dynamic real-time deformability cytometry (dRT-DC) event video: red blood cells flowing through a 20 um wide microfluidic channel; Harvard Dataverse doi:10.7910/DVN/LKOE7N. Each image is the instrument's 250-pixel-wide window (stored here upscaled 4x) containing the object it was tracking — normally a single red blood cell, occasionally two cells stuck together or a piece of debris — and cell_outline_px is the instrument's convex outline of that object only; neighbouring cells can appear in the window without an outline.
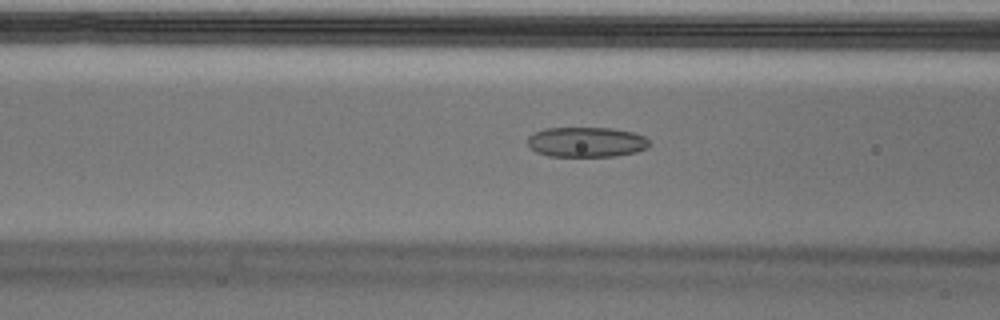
{"species": "Egyptian fruit bat (a non-hibernating species)", "species_latin": "Rousettus aegyptiacus", "temperature_condition": "cold", "stored_images_in_passage": 54, "camera_frame_rate_fps": 3000, "um_per_image_px": 0.085, "animal": {"sex": "male"}, "frame": {"image": 1, "passage_image": 21, "time_ms": 6.667, "image_size_px": [1000, 320], "cell_outline_px": [[652, 144], [648, 148], [636, 152], [616, 156], [548, 156], [536, 152], [528, 144], [528, 136], [544, 128], [612, 128], [632, 132], [644, 136]], "centroid_in_image_um": [49.87, 12.08], "position_along_channel_um": 116.7, "area_um2": 21.39}}
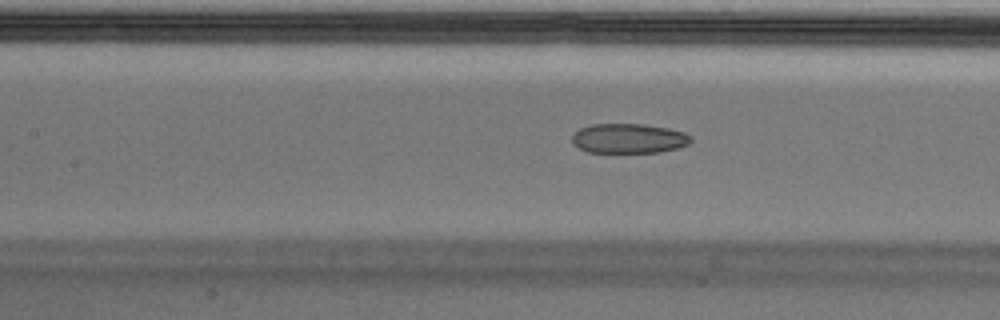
{"frame": {"image": 2, "passage_image": 24, "time_ms": 7.667, "image_size_px": [1000, 320], "cell_outline_px": [[692, 140], [688, 144], [676, 148], [660, 152], [588, 152], [572, 144], [572, 136], [580, 128], [592, 124], [644, 124], [668, 128], [684, 132], [692, 136]], "centroid_in_image_um": [53.45, 11.76], "position_along_channel_um": 154.0, "area_um2": 20.52}}
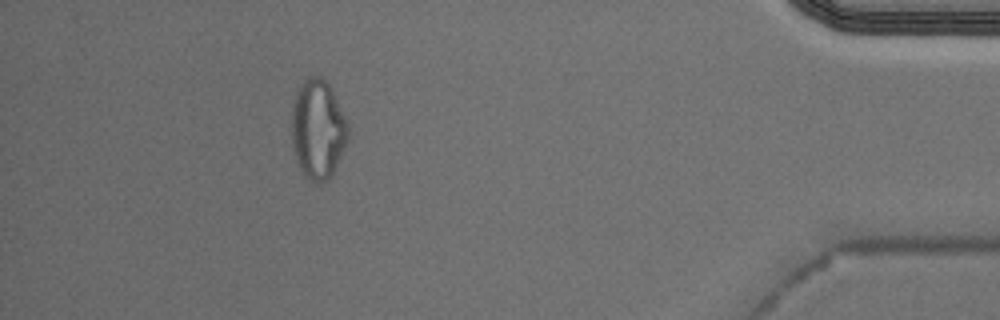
{"frame": {"image": 3, "passage_image": 49, "time_ms": 16.0, "image_size_px": [1000, 320], "cell_outline_px": [[348, 140], [328, 180], [320, 184], [312, 180], [300, 168], [296, 160], [292, 144], [292, 104], [296, 92], [300, 84], [308, 76], [320, 76], [332, 88], [348, 124]], "centroid_in_image_um": [27.01, 10.95], "position_along_channel_um": 408.2, "area_um2": 32.43}, "authors_computed_cell_mechanics": {"area_um2": 22.7732, "velocity_mm_per_s": 3.6851, "shape_relaxation_time_tau1_ms": null, "shape_relaxation_time_tau2_ms": 4.0218, "deformation_change_tau1": null, "deformation_change_tau2": 0.1028}}